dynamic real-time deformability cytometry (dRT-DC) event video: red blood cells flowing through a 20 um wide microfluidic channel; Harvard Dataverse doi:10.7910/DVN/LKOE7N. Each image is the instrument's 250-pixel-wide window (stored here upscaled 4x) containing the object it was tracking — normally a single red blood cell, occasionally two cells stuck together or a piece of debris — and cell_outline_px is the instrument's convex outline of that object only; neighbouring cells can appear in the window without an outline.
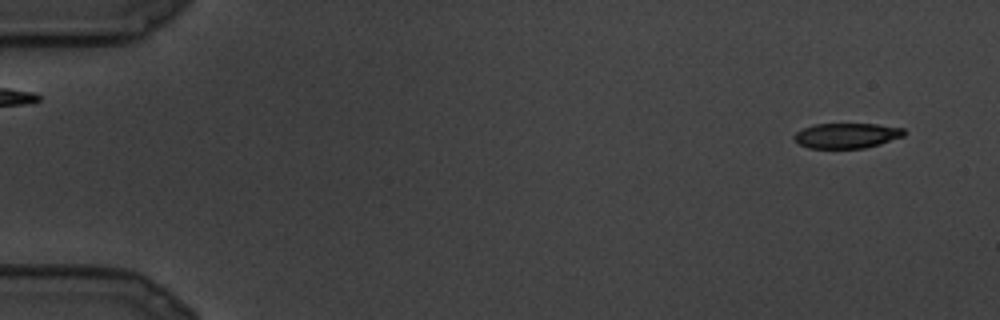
{"species": "common noctule bat (a hibernating species)", "species_latin": "Nyctalus noctula", "temperature_condition": "cold", "stored_images_in_passage": 15, "camera_frame_rate_fps": 3000, "um_per_image_px": 0.085, "animal": {"sex": "male", "body_mass_g": 19.5, "forearm_length_mm": 54.6}, "frame": {"image": 1, "passage_image": 2, "time_ms": 0.333, "image_size_px": [1000, 320], "cell_outline_px": [[904, 136], [880, 144], [864, 148], [808, 148], [800, 144], [792, 136], [796, 132], [812, 124], [876, 124], [904, 128]], "centroid_in_image_um": [71.96, 11.52], "position_along_channel_um": 13.0, "area_um2": 16.07}}
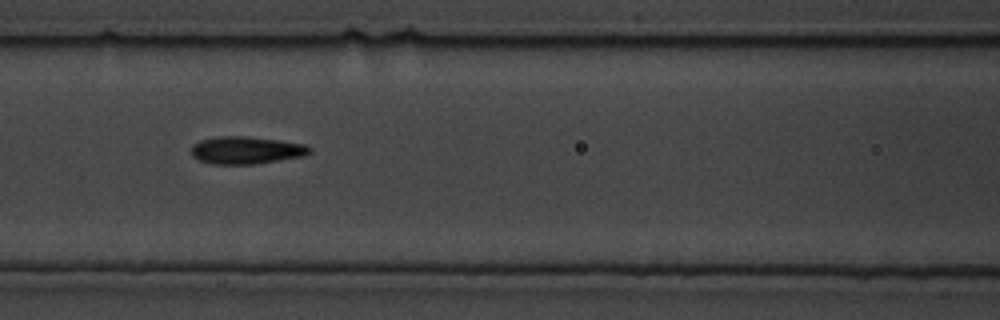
{"frame": {"image": 2, "passage_image": 12, "time_ms": 3.667, "image_size_px": [1000, 320], "cell_outline_px": [[312, 152], [304, 156], [280, 160], [252, 164], [208, 164], [192, 156], [192, 144], [200, 140], [216, 136], [244, 136], [280, 140], [304, 144], [312, 148]], "centroid_in_image_um": [20.92, 12.76], "position_along_channel_um": 145.7, "area_um2": 19.07}}
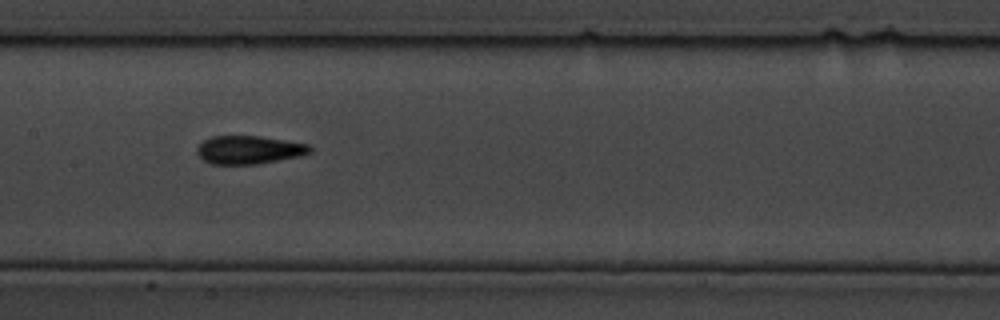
{"frame": {"image": 3, "passage_image": 14, "time_ms": 4.333, "image_size_px": [1000, 320], "cell_outline_px": [[312, 152], [304, 156], [256, 164], [212, 164], [204, 160], [196, 152], [196, 148], [204, 140], [212, 136], [260, 136], [308, 144], [312, 148]], "centroid_in_image_um": [21.2, 12.74], "position_along_channel_um": 186.2, "area_um2": 18.67}}